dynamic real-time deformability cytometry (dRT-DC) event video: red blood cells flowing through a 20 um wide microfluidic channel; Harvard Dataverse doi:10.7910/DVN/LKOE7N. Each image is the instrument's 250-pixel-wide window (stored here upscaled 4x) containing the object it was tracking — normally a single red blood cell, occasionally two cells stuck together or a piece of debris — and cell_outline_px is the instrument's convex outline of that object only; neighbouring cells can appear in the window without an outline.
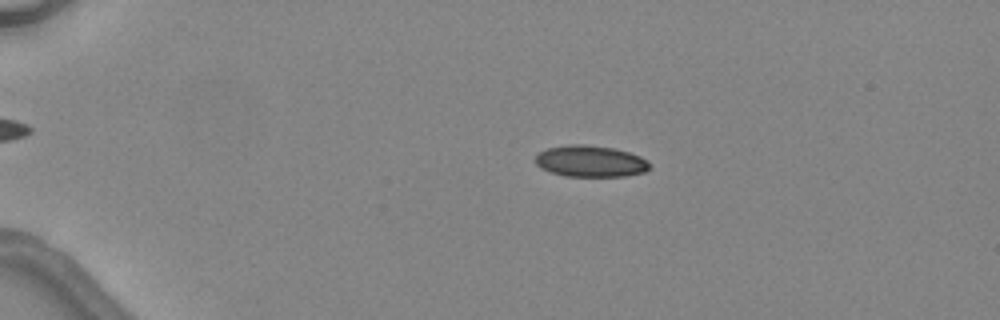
{"species": "common noctule bat (a hibernating species)", "species_latin": "Nyctalus noctula", "temperature_condition": "warm", "stored_images_in_passage": 6, "camera_frame_rate_fps": 3000, "um_per_image_px": 0.085, "animal": {"sex": "female", "body_mass_g": 24.6, "forearm_length_mm": 56.2}, "frame": {"image": 1, "passage_image": 3, "time_ms": 2.333, "image_size_px": [1000, 320], "cell_outline_px": [[648, 168], [644, 172], [624, 176], [564, 176], [540, 168], [536, 164], [536, 156], [540, 152], [548, 148], [572, 144], [584, 144], [612, 148], [628, 152], [640, 156], [648, 164]], "centroid_in_image_um": [50.15, 13.71], "position_along_channel_um": 34.8, "area_um2": 20.58}}
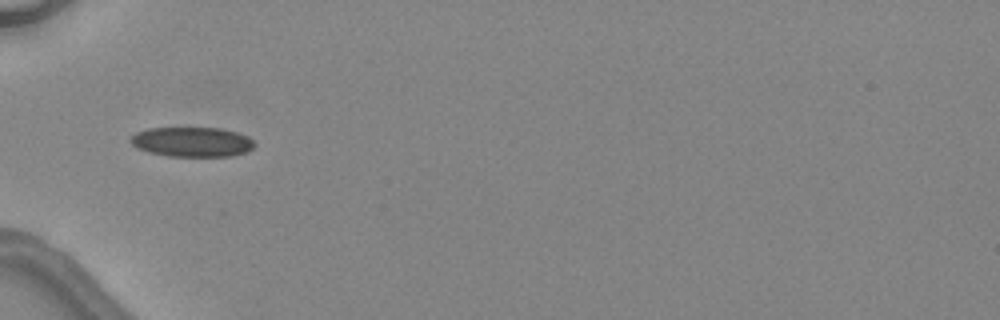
{"frame": {"image": 2, "passage_image": 5, "time_ms": 4.667, "image_size_px": [1000, 320], "cell_outline_px": [[256, 144], [248, 152], [232, 156], [168, 156], [148, 152], [136, 148], [128, 140], [136, 132], [148, 128], [220, 128], [236, 132], [248, 136]], "centroid_in_image_um": [16.32, 12.06], "position_along_channel_um": 68.7, "area_um2": 21.62}}